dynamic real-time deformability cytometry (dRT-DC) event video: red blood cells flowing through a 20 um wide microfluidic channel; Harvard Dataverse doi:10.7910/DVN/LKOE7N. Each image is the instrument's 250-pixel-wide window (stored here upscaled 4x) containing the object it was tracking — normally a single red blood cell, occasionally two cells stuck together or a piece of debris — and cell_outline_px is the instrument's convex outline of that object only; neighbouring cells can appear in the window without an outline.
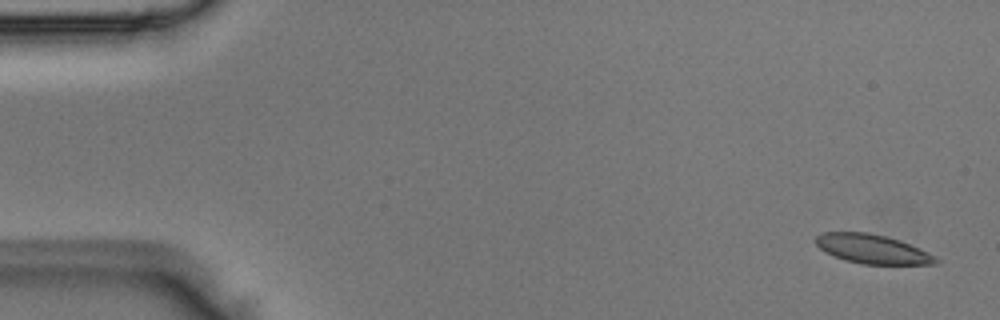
{"species": "Egyptian fruit bat (a non-hibernating species)", "species_latin": "Rousettus aegyptiacus", "temperature_condition": "room temperature", "stored_images_in_passage": 6, "camera_frame_rate_fps": 3000, "um_per_image_px": 0.085, "animal": {"sex": "male"}, "frame": {"image": 1, "passage_image": 1, "time_ms": 0.0, "image_size_px": [1000, 320], "cell_outline_px": [[940, 260], [936, 264], [860, 264], [844, 260], [824, 252], [816, 244], [816, 236], [824, 232], [868, 232], [900, 240], [920, 248], [936, 256]], "centroid_in_image_um": [74.16, 21.17], "position_along_channel_um": 10.8, "area_um2": 20.46}}
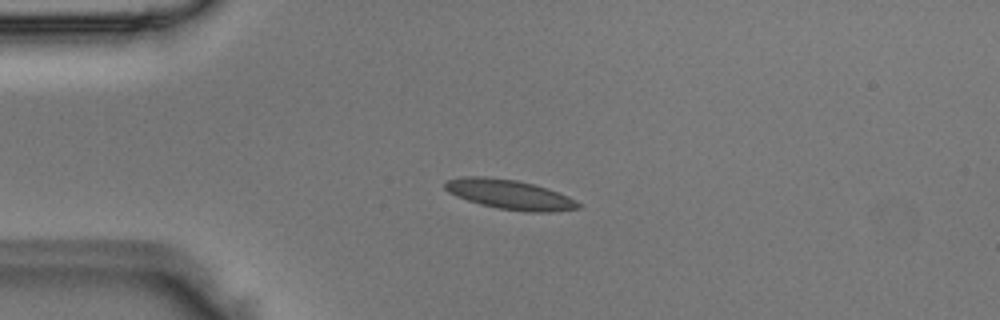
{"frame": {"image": 2, "passage_image": 4, "time_ms": 1.0, "image_size_px": [1000, 320], "cell_outline_px": [[584, 204], [580, 208], [548, 212], [528, 212], [500, 208], [480, 204], [456, 196], [448, 192], [444, 188], [444, 184], [448, 180], [464, 176], [484, 176], [516, 180], [532, 184], [568, 196]], "centroid_in_image_um": [43.32, 16.53], "position_along_channel_um": 41.7, "area_um2": 22.77}}